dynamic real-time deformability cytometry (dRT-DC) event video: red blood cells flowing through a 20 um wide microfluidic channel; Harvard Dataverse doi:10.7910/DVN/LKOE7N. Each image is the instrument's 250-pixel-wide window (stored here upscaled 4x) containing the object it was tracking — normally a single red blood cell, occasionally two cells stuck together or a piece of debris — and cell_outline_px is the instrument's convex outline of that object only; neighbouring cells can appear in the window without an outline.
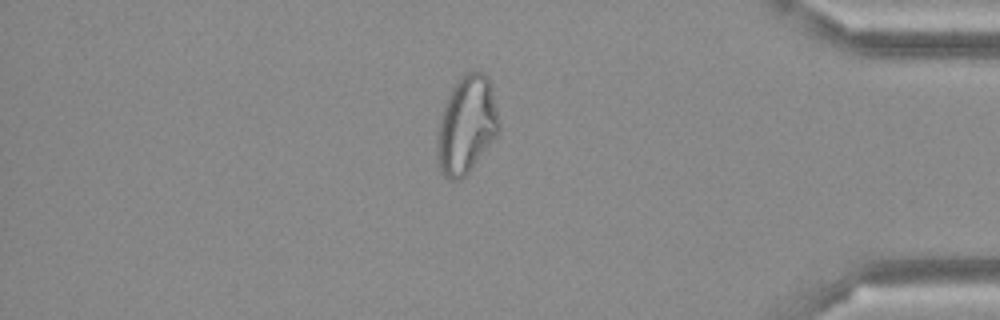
{"species": "Egyptian fruit bat (a non-hibernating species)", "species_latin": "Rousettus aegyptiacus", "temperature_condition": "cold", "stored_images_in_passage": 49, "camera_frame_rate_fps": 3000, "um_per_image_px": 0.085, "frame": {"image": 1, "passage_image": 42, "time_ms": 13.667, "image_size_px": [1000, 320], "cell_outline_px": [[500, 128], [496, 136], [468, 172], [460, 180], [448, 180], [440, 172], [436, 160], [436, 132], [440, 116], [444, 104], [456, 80], [460, 76], [468, 72], [480, 68], [488, 76], [492, 88]], "centroid_in_image_um": [39.61, 10.6], "position_along_channel_um": 395.6, "area_um2": 35.6}}